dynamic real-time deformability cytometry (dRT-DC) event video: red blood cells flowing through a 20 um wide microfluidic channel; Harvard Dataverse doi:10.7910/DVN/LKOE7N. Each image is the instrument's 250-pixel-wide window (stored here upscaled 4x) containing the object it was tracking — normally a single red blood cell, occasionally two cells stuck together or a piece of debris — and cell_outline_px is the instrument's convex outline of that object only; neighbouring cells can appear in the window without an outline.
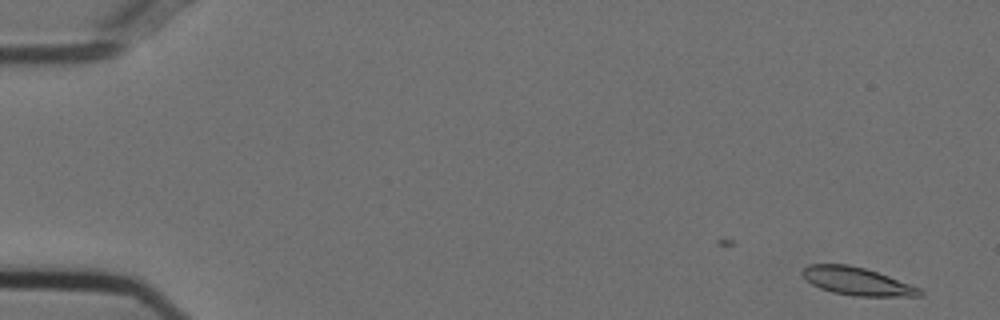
{"species": "Egyptian fruit bat (a non-hibernating species)", "species_latin": "Rousettus aegyptiacus", "temperature_condition": "cold", "stored_images_in_passage": 50, "camera_frame_rate_fps": 3000, "um_per_image_px": 0.085, "animal": {"sex": "female"}, "frame": {"image": 1, "passage_image": 1, "time_ms": 0.0, "image_size_px": [1000, 320], "cell_outline_px": [[924, 292], [920, 296], [856, 296], [832, 292], [820, 288], [812, 284], [800, 272], [808, 264], [848, 264], [864, 268], [888, 276], [920, 288]], "centroid_in_image_um": [72.83, 23.9], "position_along_channel_um": 12.2, "area_um2": 18.84}}
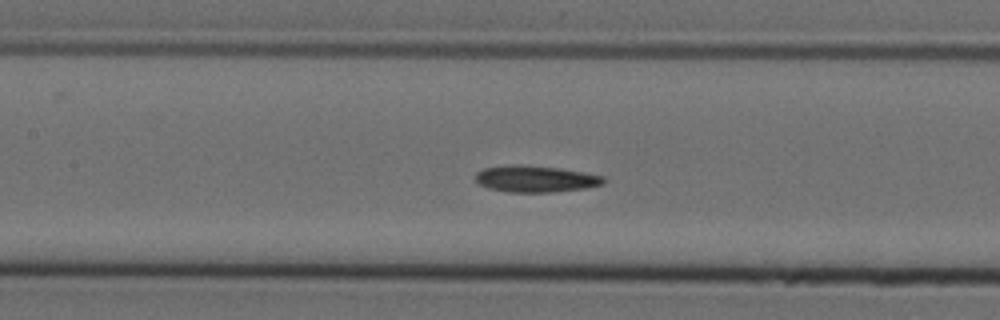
{"frame": {"image": 2, "passage_image": 24, "time_ms": 7.667, "image_size_px": [1000, 320], "cell_outline_px": [[604, 184], [588, 188], [552, 192], [508, 192], [488, 188], [480, 184], [476, 180], [476, 172], [484, 168], [512, 164], [520, 164], [560, 168], [584, 172], [604, 176]], "centroid_in_image_um": [45.54, 15.2], "position_along_channel_um": 161.9, "area_um2": 19.94}}
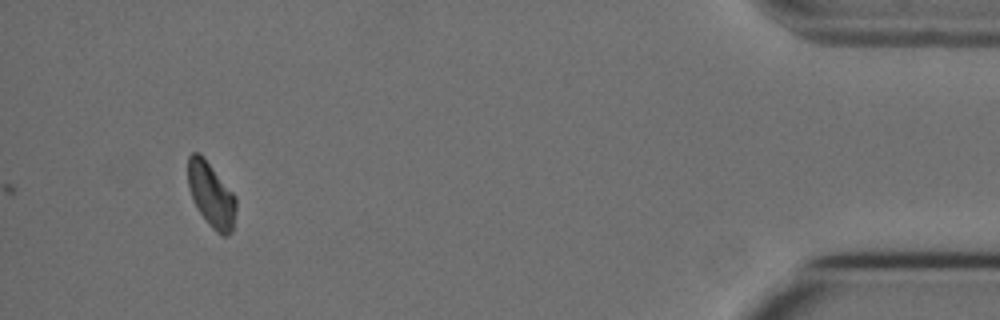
{"frame": {"image": 3, "passage_image": 50, "time_ms": 16.333, "image_size_px": [1000, 320], "cell_outline_px": [[236, 208], [232, 232], [228, 236], [220, 236], [212, 228], [196, 208], [192, 200], [188, 188], [188, 156], [192, 152], [200, 152], [204, 156], [236, 196]], "centroid_in_image_um": [17.95, 16.55], "position_along_channel_um": 417.3, "area_um2": 18.5}, "authors_computed_cell_mechanics": {"area_um2": 19.2474, "velocity_mm_per_s": 3.6961, "shape_relaxation_time_tau1_ms": null, "shape_relaxation_time_tau2_ms": 6.8268, "deformation_change_tau1": null, "deformation_change_tau2": 0.1119}}